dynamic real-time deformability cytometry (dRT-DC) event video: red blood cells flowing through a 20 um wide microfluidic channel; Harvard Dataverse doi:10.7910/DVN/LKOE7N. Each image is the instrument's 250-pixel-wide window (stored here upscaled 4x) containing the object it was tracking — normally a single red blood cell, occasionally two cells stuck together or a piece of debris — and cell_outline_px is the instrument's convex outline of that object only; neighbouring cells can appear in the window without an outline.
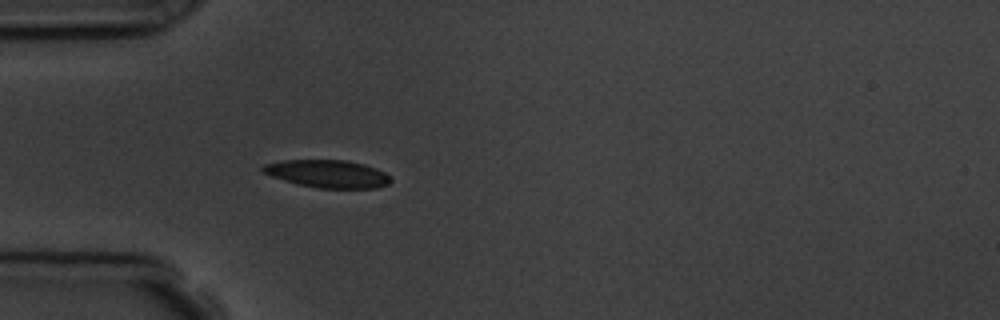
{"species": "common noctule bat (a hibernating species)", "species_latin": "Nyctalus noctula", "temperature_condition": "room temperature", "stored_images_in_passage": 1, "camera_frame_rate_fps": 3000, "um_per_image_px": 0.085, "animal": {"sex": "male", "body_mass_g": 19.5, "forearm_length_mm": 54.6}, "frame": {"image": 1, "passage_image": 1, "time_ms": 0.0, "image_size_px": [1000, 320], "cell_outline_px": [[392, 180], [388, 184], [376, 188], [316, 188], [284, 180], [272, 176], [264, 172], [260, 168], [264, 164], [284, 160], [344, 160], [364, 164], [384, 172]], "centroid_in_image_um": [27.85, 14.77], "position_along_channel_um": 57.2, "area_um2": 20.4}}